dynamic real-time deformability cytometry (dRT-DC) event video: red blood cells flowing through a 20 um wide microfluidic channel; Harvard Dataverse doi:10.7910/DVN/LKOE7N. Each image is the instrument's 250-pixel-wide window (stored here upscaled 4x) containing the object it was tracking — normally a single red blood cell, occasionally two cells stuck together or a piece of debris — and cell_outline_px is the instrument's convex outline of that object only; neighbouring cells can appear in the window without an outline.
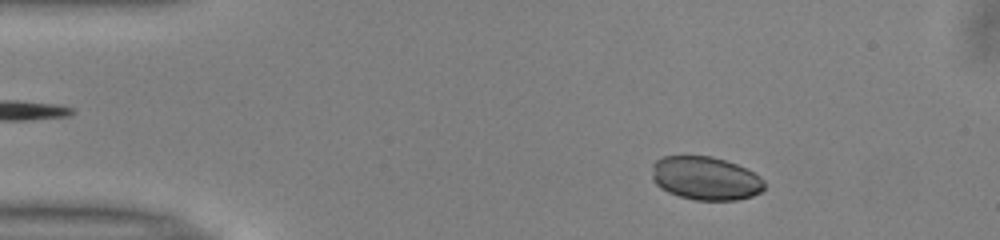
{"species": "common noctule bat (a hibernating species)", "species_latin": "Nyctalus noctula", "temperature_condition": "warm", "stored_images_in_passage": 49, "camera_frame_rate_fps": 3000, "um_per_image_px": 0.085, "animal": {"sex": "male", "body_mass_g": 13.0, "forearm_length_mm": 53.1}, "frame": {"image": 1, "passage_image": 6, "time_ms": 1.667, "image_size_px": [1000, 240], "cell_outline_px": [[764, 188], [760, 192], [752, 196], [736, 200], [696, 200], [680, 196], [668, 192], [660, 188], [652, 180], [652, 164], [656, 160], [664, 156], [712, 156], [736, 164], [760, 176], [764, 180]], "centroid_in_image_um": [59.95, 15.15], "position_along_channel_um": 25.1, "area_um2": 28.44}}
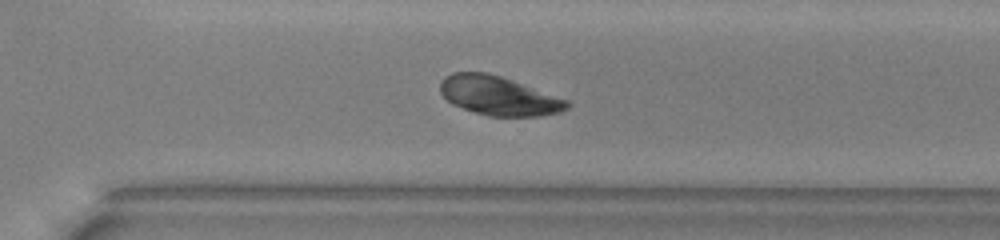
{"frame": {"image": 2, "passage_image": 34, "time_ms": 11.0, "image_size_px": [1000, 240], "cell_outline_px": [[572, 104], [568, 108], [560, 112], [540, 116], [488, 116], [452, 104], [440, 92], [440, 80], [444, 76], [452, 72], [488, 72], [512, 80], [568, 100]], "centroid_in_image_um": [42.38, 8.13], "position_along_channel_um": 328.2, "area_um2": 28.78}}
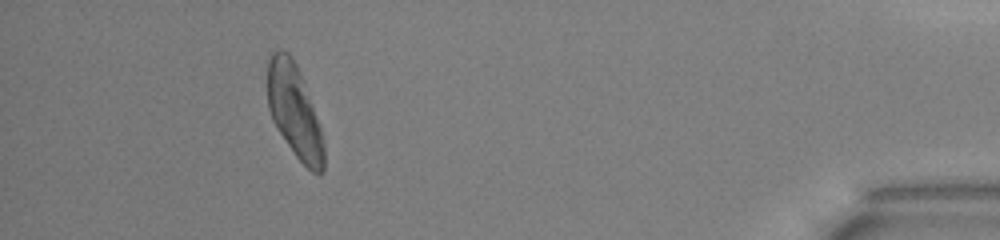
{"frame": {"image": 3, "passage_image": 45, "time_ms": 14.667, "image_size_px": [1000, 240], "cell_outline_px": [[324, 172], [320, 176], [312, 172], [296, 156], [276, 128], [272, 120], [268, 108], [268, 60], [272, 52], [276, 48], [280, 48], [288, 52], [292, 56], [300, 72], [320, 128], [324, 140]], "centroid_in_image_um": [25.02, 9.44], "position_along_channel_um": 410.2, "area_um2": 30.52}, "authors_computed_cell_mechanics": {"area_um2": 29.478, "velocity_mm_per_s": 3.9676, "shape_relaxation_time_tau1_ms": null, "shape_relaxation_time_tau2_ms": 2.9332, "deformation_change_tau1": null, "deformation_change_tau2": 0.0446}}